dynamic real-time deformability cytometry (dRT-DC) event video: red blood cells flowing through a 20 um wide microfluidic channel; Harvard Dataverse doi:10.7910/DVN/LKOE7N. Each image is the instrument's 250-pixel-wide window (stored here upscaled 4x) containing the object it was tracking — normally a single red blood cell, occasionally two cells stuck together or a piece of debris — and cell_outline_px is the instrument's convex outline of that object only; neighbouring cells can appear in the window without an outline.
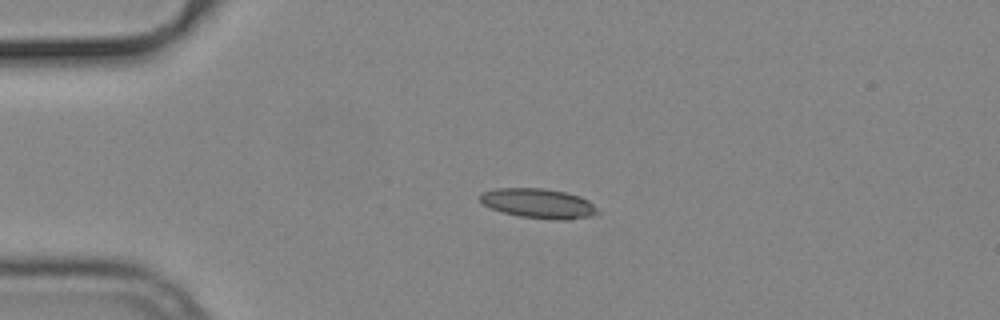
{"species": "common noctule bat (a hibernating species)", "species_latin": "Nyctalus noctula", "temperature_condition": "cold", "stored_images_in_passage": 5, "camera_frame_rate_fps": 3000, "um_per_image_px": 0.085, "animal": {"sex": "male", "body_mass_g": 19.2, "forearm_length_mm": 51.8}, "frame": {"image": 1, "passage_image": 1, "time_ms": 0.0, "image_size_px": [1000, 320], "cell_outline_px": [[600, 212], [588, 216], [568, 220], [556, 220], [520, 216], [500, 212], [484, 204], [480, 200], [480, 192], [496, 188], [544, 188], [564, 192], [580, 196], [588, 200]], "centroid_in_image_um": [45.74, 17.28], "position_along_channel_um": 39.3, "area_um2": 20.29}}